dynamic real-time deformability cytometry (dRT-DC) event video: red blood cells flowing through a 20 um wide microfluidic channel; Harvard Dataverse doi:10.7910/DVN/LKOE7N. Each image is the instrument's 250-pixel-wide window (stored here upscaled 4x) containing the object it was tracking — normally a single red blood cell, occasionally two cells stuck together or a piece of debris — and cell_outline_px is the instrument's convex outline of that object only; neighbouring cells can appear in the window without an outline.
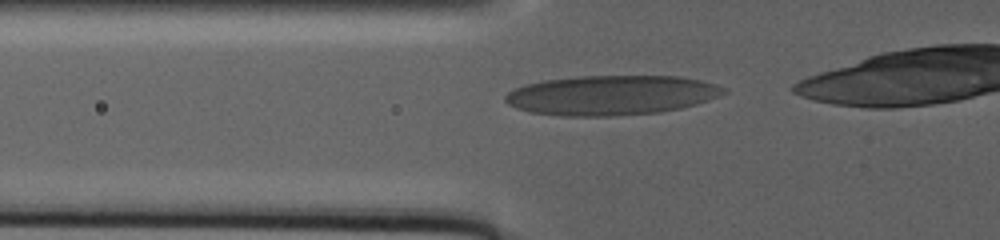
{"species": "human", "species_latin": "Homo sapiens", "temperature_condition": "warm", "stored_images_in_passage": 91, "camera_frame_rate_fps": 3000, "um_per_image_px": 0.085, "donor": {"sex": "male"}, "frame": {"image": 1, "passage_image": 34, "time_ms": 11.0, "image_size_px": [1000, 240], "cell_outline_px": [[728, 92], [708, 100], [696, 104], [680, 108], [660, 112], [612, 116], [560, 116], [532, 112], [516, 108], [508, 104], [504, 100], [504, 96], [508, 92], [524, 84], [544, 80], [576, 76], [680, 76], [700, 80], [716, 84], [728, 88]], "centroid_in_image_um": [51.97, 8.09], "position_along_channel_um": 73.8, "area_um2": 50.75}}
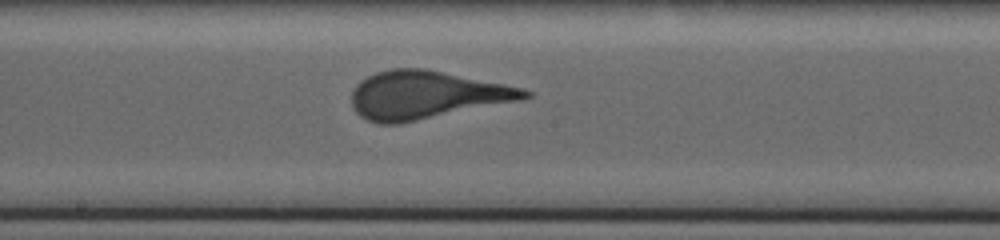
{"frame": {"image": 2, "passage_image": 57, "time_ms": 18.667, "image_size_px": [1000, 240], "cell_outline_px": [[532, 96], [524, 100], [400, 124], [376, 124], [360, 116], [352, 108], [352, 88], [360, 80], [376, 72], [392, 68], [424, 68], [524, 88], [532, 92]], "centroid_in_image_um": [36.23, 8.09], "position_along_channel_um": 212.0, "area_um2": 48.84}}
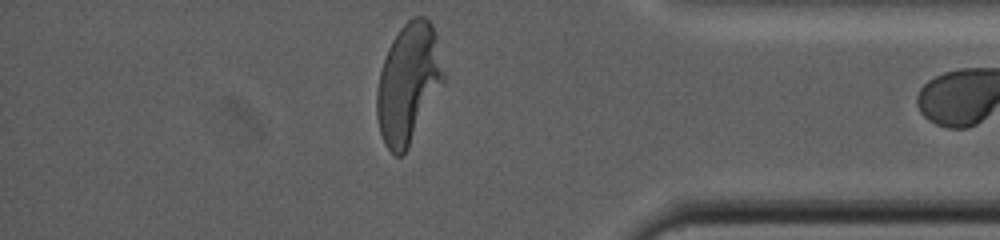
{"frame": {"image": 3, "passage_image": 90, "time_ms": 29.667, "image_size_px": [1000, 240], "cell_outline_px": [[444, 84], [408, 148], [400, 156], [396, 156], [384, 144], [380, 132], [376, 116], [376, 92], [380, 72], [388, 48], [392, 40], [400, 28], [412, 16], [424, 16], [432, 24], [436, 32], [444, 76]], "centroid_in_image_um": [34.71, 7.08], "position_along_channel_um": 400.5, "area_um2": 46.59}}